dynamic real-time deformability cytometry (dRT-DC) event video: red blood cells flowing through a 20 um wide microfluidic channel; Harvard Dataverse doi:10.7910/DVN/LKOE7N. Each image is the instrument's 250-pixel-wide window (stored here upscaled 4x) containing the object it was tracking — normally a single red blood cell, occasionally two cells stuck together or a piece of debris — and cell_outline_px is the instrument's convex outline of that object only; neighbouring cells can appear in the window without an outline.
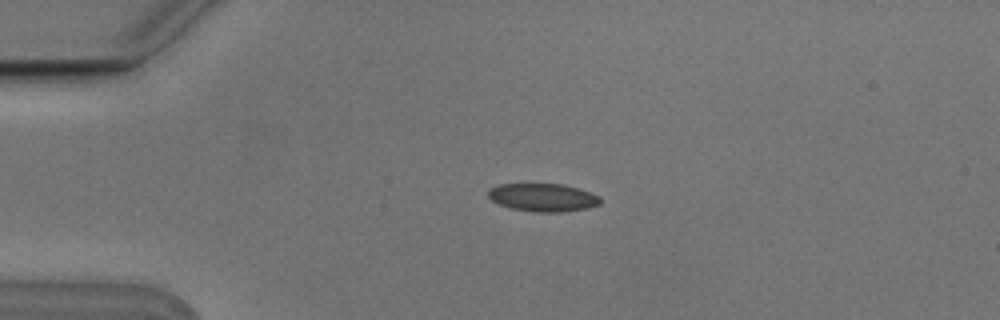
{"species": "Egyptian fruit bat (a non-hibernating species)", "species_latin": "Rousettus aegyptiacus", "temperature_condition": "cold", "stored_images_in_passage": 3, "segment_of_instrument_passage": [1, 2], "camera_frame_rate_fps": 3000, "um_per_image_px": 0.085, "animal": {"sex": "male"}, "frame": {"image": 1, "passage_image": 1, "time_ms": 0.0, "image_size_px": [1000, 320], "cell_outline_px": [[600, 204], [588, 208], [564, 212], [532, 212], [512, 208], [500, 204], [492, 200], [488, 196], [488, 188], [496, 184], [564, 184], [600, 196]], "centroid_in_image_um": [46.13, 16.78], "position_along_channel_um": 38.9, "area_um2": 18.32}}